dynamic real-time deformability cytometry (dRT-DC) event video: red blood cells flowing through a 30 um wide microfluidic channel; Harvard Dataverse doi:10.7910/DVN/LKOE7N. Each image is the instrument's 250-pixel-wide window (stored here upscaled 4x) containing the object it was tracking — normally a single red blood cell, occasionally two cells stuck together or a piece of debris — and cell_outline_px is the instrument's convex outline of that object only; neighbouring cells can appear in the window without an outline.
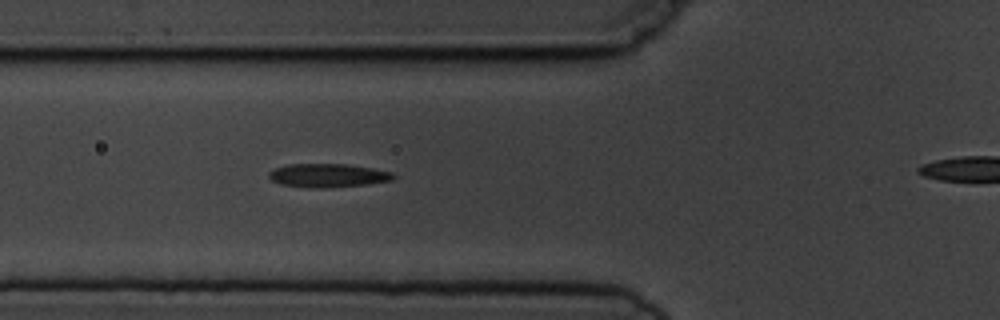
{"species": "common noctule bat (a hibernating species)", "species_latin": "Nyctalus noctula", "temperature_condition": "cold", "stored_images_in_passage": 5, "segment_of_instrument_passage": [1, 2], "camera_frame_rate_fps": 3000, "um_per_image_px": 0.085, "animal": {"sex": "male", "body_mass_g": 19.5, "forearm_length_mm": 54.6}, "frame": {"image": 1, "passage_image": 4, "time_ms": 4.333, "image_size_px": [1000, 320], "cell_outline_px": [[396, 176], [392, 180], [368, 184], [320, 188], [312, 188], [280, 184], [272, 180], [268, 176], [268, 172], [276, 168], [288, 164], [348, 164], [372, 168], [392, 172]], "centroid_in_image_um": [27.87, 14.91], "position_along_channel_um": 97.9, "area_um2": 17.05}}